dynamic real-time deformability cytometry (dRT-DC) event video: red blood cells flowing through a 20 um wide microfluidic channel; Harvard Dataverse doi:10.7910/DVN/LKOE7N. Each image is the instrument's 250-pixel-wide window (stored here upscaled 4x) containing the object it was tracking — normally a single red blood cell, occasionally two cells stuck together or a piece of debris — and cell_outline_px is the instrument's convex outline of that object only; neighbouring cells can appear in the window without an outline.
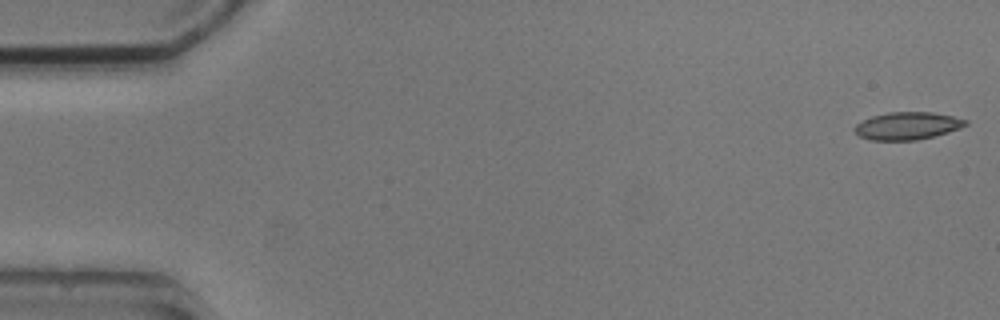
{"species": "common noctule bat (a hibernating species)", "species_latin": "Nyctalus noctula", "temperature_condition": "cold", "stored_images_in_passage": 4, "camera_frame_rate_fps": 3000, "um_per_image_px": 0.085, "animal": {"sex": "male", "body_mass_g": 20.5, "forearm_length_mm": 52.5}, "frame": {"image": 1, "passage_image": 1, "time_ms": 0.0, "image_size_px": [1000, 320], "cell_outline_px": [[968, 124], [960, 128], [948, 132], [916, 140], [868, 140], [860, 136], [852, 128], [856, 124], [872, 116], [888, 112], [932, 112], [952, 116], [968, 120]], "centroid_in_image_um": [77.12, 10.69], "position_along_channel_um": 7.9, "area_um2": 17.74}}